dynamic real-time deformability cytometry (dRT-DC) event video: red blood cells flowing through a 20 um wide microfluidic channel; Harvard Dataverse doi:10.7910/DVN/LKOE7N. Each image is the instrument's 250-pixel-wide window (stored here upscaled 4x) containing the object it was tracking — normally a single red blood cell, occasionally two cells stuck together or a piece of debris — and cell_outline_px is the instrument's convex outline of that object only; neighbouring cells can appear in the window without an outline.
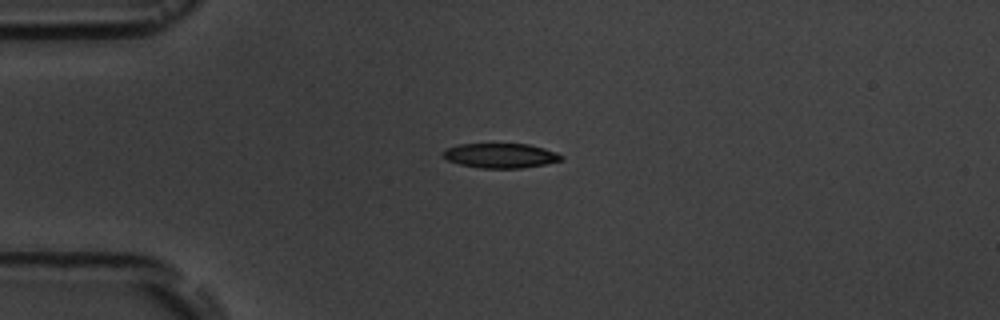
{"species": "common noctule bat (a hibernating species)", "species_latin": "Nyctalus noctula", "temperature_condition": "room temperature", "stored_images_in_passage": 4, "camera_frame_rate_fps": 3000, "um_per_image_px": 0.085, "animal": {"sex": "male", "body_mass_g": 19.5, "forearm_length_mm": 54.6}, "frame": {"image": 1, "passage_image": 3, "time_ms": 2.333, "image_size_px": [1000, 320], "cell_outline_px": [[564, 160], [544, 164], [520, 168], [480, 168], [460, 164], [448, 160], [440, 156], [440, 152], [444, 148], [456, 144], [528, 144], [544, 148], [556, 152], [564, 156]], "centroid_in_image_um": [42.49, 13.22], "position_along_channel_um": 42.5, "area_um2": 17.22}}